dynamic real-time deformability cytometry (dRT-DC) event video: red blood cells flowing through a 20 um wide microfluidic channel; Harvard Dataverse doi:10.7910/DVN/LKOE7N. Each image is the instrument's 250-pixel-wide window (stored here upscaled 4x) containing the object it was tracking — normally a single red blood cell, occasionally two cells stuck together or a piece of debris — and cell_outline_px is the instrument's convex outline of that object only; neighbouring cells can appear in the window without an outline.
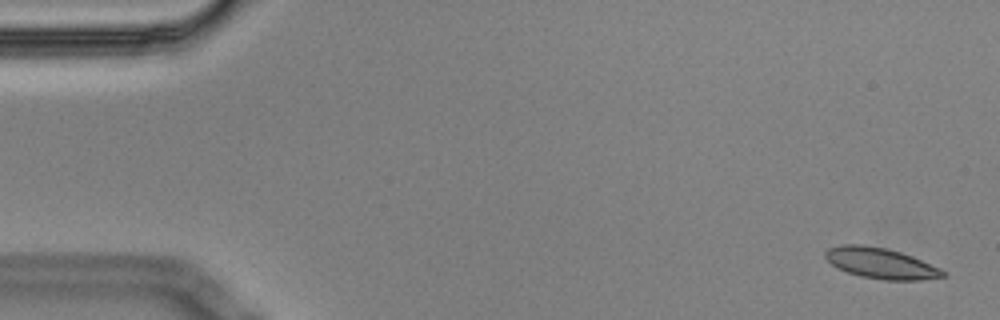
{"species": "Egyptian fruit bat (a non-hibernating species)", "species_latin": "Rousettus aegyptiacus", "temperature_condition": "cold", "stored_images_in_passage": 5, "camera_frame_rate_fps": 3000, "um_per_image_px": 0.085, "animal": {"sex": "male"}, "frame": {"image": 1, "passage_image": 1, "time_ms": 0.0, "image_size_px": [1000, 320], "cell_outline_px": [[948, 276], [920, 280], [884, 280], [860, 276], [836, 268], [824, 256], [824, 252], [828, 248], [844, 244], [860, 244], [884, 248], [900, 252], [912, 256], [940, 268], [948, 272]], "centroid_in_image_um": [74.88, 22.38], "position_along_channel_um": 10.1, "area_um2": 21.1}}
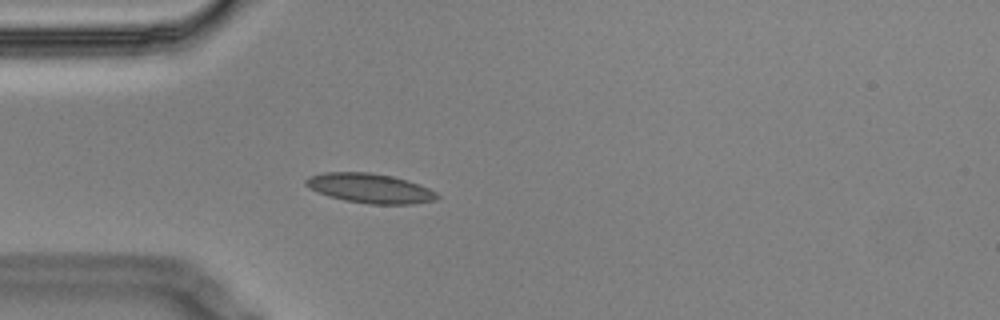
{"frame": {"image": 2, "passage_image": 5, "time_ms": 1.333, "image_size_px": [1000, 320], "cell_outline_px": [[440, 196], [436, 200], [412, 204], [368, 204], [344, 200], [328, 196], [304, 184], [304, 180], [308, 176], [324, 172], [368, 172], [392, 176], [420, 184], [436, 192]], "centroid_in_image_um": [31.46, 16.0], "position_along_channel_um": 53.5, "area_um2": 22.6}}